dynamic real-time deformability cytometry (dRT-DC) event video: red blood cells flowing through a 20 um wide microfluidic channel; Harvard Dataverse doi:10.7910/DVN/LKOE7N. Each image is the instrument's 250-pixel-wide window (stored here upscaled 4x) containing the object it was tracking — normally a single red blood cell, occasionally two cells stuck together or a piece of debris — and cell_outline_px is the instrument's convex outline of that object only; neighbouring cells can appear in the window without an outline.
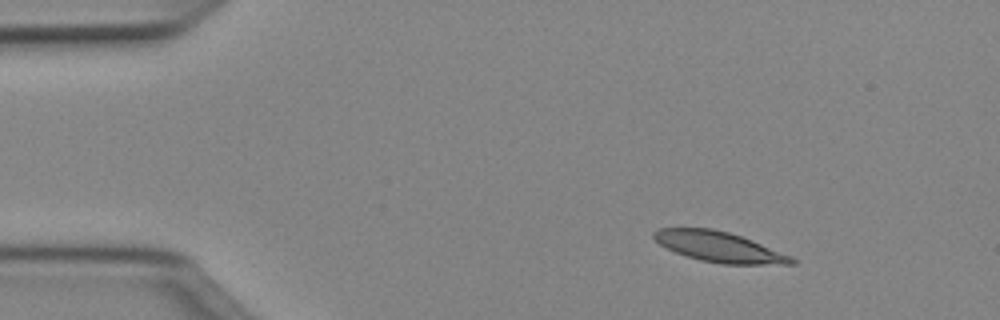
{"species": "Egyptian fruit bat (a non-hibernating species)", "species_latin": "Rousettus aegyptiacus", "temperature_condition": "cold", "stored_images_in_passage": 44, "camera_frame_rate_fps": 3000, "um_per_image_px": 0.085, "animal": {"sex": "female"}, "frame": {"image": 1, "passage_image": 1, "time_ms": 0.0, "image_size_px": [1000, 320], "cell_outline_px": [[796, 264], [724, 264], [700, 260], [676, 252], [660, 244], [652, 236], [652, 232], [660, 228], [712, 228], [728, 232], [752, 240], [792, 256], [796, 260]], "centroid_in_image_um": [61.14, 20.98], "position_along_channel_um": 23.9, "area_um2": 24.1}}
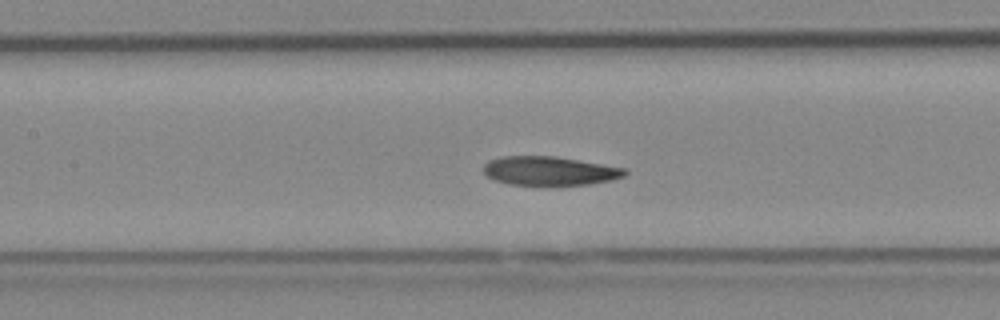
{"frame": {"image": 2, "passage_image": 17, "time_ms": 5.333, "image_size_px": [1000, 320], "cell_outline_px": [[628, 172], [624, 176], [612, 180], [588, 184], [544, 188], [508, 184], [496, 180], [488, 176], [484, 172], [484, 164], [488, 160], [500, 156], [556, 156], [628, 168]], "centroid_in_image_um": [46.73, 14.56], "position_along_channel_um": 160.7, "area_um2": 24.85}}
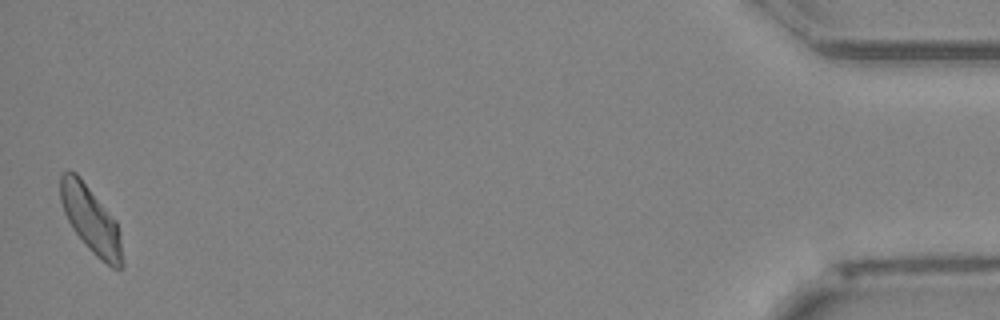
{"frame": {"image": 3, "passage_image": 44, "time_ms": 14.333, "image_size_px": [1000, 320], "cell_outline_px": [[124, 264], [120, 268], [112, 268], [96, 256], [88, 248], [72, 228], [64, 212], [60, 200], [60, 176], [68, 168], [76, 172], [80, 176], [116, 220], [120, 236], [124, 260]], "centroid_in_image_um": [7.73, 18.65], "position_along_channel_um": 427.5, "area_um2": 24.16}, "authors_computed_cell_mechanics": {"area_um2": 24.565, "velocity_mm_per_s": 3.973, "shape_relaxation_time_tau1_ms": 4.6146, "shape_relaxation_time_tau2_ms": 3.1861, "deformation_change_tau1": 0.1382, "deformation_change_tau2": 0.0898}}